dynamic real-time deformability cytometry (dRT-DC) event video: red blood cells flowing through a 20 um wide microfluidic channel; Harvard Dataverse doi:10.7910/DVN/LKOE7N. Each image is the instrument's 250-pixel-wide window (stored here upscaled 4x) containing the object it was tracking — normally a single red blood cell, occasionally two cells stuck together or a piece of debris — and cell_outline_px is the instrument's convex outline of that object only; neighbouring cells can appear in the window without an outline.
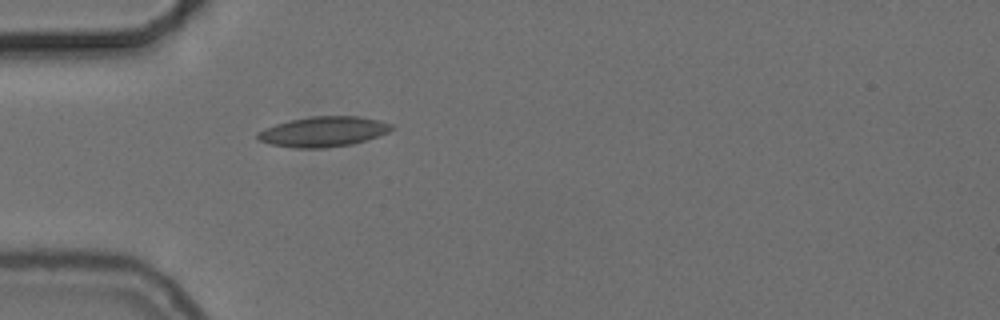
{"species": "common noctule bat (a hibernating species)", "species_latin": "Nyctalus noctula", "temperature_condition": "cold", "stored_images_in_passage": 39, "camera_frame_rate_fps": 3000, "um_per_image_px": 0.085, "animal": {"sex": "female", "body_mass_g": 24.6, "forearm_length_mm": 56.2}, "frame": {"image": 1, "passage_image": 1, "time_ms": 0.0, "image_size_px": [1000, 320], "cell_outline_px": [[396, 128], [388, 132], [352, 144], [324, 148], [296, 148], [268, 144], [260, 140], [256, 136], [256, 132], [264, 128], [276, 124], [292, 120], [312, 116], [356, 116], [380, 120], [392, 124]], "centroid_in_image_um": [27.47, 11.19], "position_along_channel_um": 57.5, "area_um2": 23.47}}
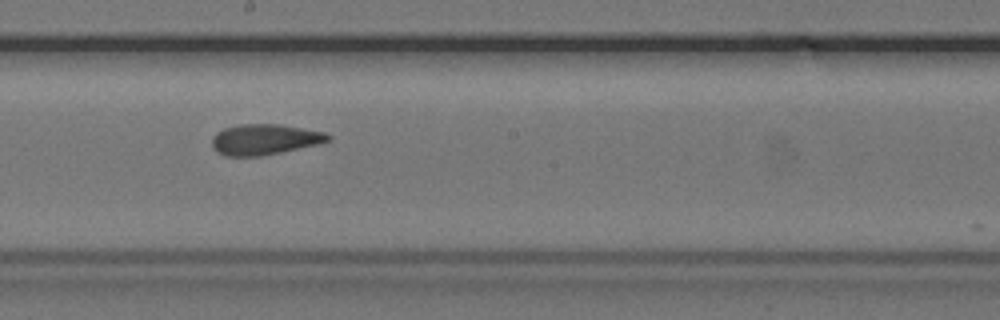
{"frame": {"image": 2, "passage_image": 15, "time_ms": 4.667, "image_size_px": [1000, 320], "cell_outline_px": [[332, 140], [320, 144], [260, 156], [224, 156], [216, 152], [212, 148], [212, 136], [216, 132], [224, 128], [240, 124], [280, 124], [324, 132], [332, 136]], "centroid_in_image_um": [22.48, 11.85], "position_along_channel_um": 225.7, "area_um2": 20.92}}
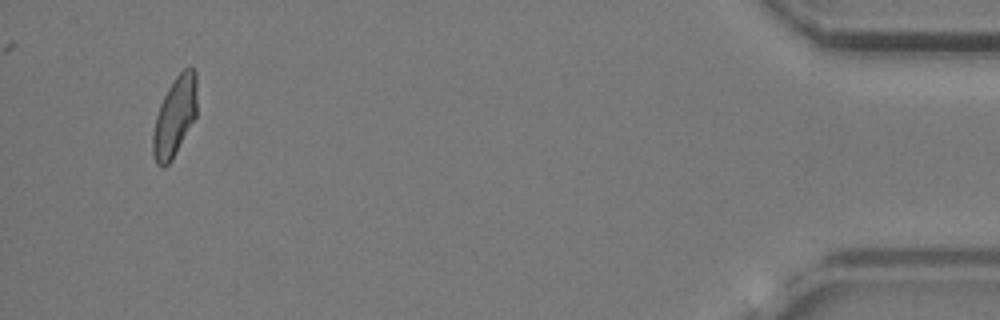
{"frame": {"image": 3, "passage_image": 37, "time_ms": 12.0, "image_size_px": [1000, 320], "cell_outline_px": [[196, 116], [172, 160], [164, 168], [160, 168], [156, 164], [152, 152], [152, 136], [156, 116], [160, 104], [168, 88], [176, 76], [184, 68], [192, 68], [196, 72]], "centroid_in_image_um": [14.83, 9.95], "position_along_channel_um": 420.4, "area_um2": 20.4}, "authors_computed_cell_mechanics": {"area_um2": 20.6924, "velocity_mm_per_s": 3.7069, "shape_relaxation_time_tau1_ms": 4.446, "shape_relaxation_time_tau2_ms": 2.8565, "deformation_change_tau1": 0.0993, "deformation_change_tau2": 0.0838}}